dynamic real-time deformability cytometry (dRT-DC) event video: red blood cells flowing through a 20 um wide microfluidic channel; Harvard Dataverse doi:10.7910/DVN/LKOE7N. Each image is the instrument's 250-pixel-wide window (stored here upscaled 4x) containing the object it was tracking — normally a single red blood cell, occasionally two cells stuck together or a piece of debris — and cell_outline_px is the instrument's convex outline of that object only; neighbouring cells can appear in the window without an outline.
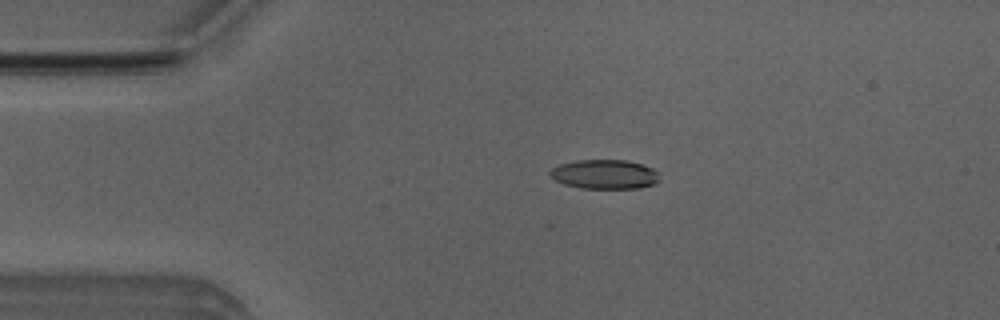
{"species": "Egyptian fruit bat (a non-hibernating species)", "species_latin": "Rousettus aegyptiacus", "temperature_condition": "room temperature", "stored_images_in_passage": 47, "camera_frame_rate_fps": 3000, "um_per_image_px": 0.085, "animal": {"sex": "male"}, "frame": {"image": 1, "passage_image": 6, "time_ms": 1.667, "image_size_px": [1000, 320], "cell_outline_px": [[660, 180], [656, 184], [636, 188], [580, 188], [564, 184], [556, 180], [548, 172], [552, 168], [560, 164], [576, 160], [628, 160], [652, 168], [660, 172]], "centroid_in_image_um": [51.43, 14.81], "position_along_channel_um": 33.6, "area_um2": 18.79}}
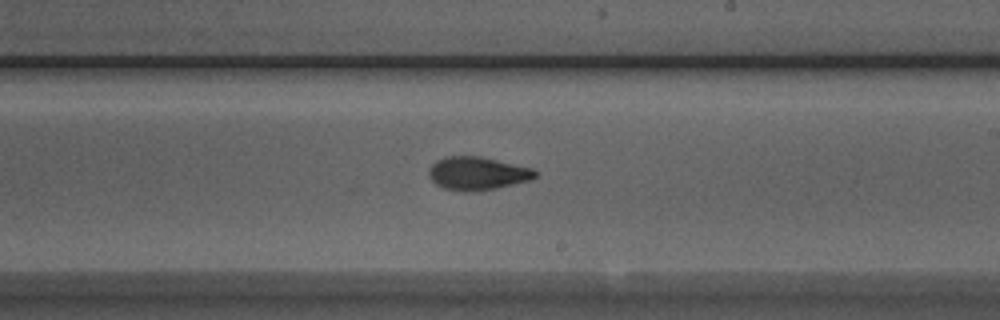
{"frame": {"image": 2, "passage_image": 25, "time_ms": 8.0, "image_size_px": [1000, 320], "cell_outline_px": [[536, 176], [532, 180], [496, 188], [468, 192], [464, 192], [444, 188], [436, 184], [432, 180], [428, 172], [432, 164], [436, 160], [444, 156], [480, 156], [532, 168], [536, 172]], "centroid_in_image_um": [40.57, 14.73], "position_along_channel_um": 248.4, "area_um2": 20.52}}
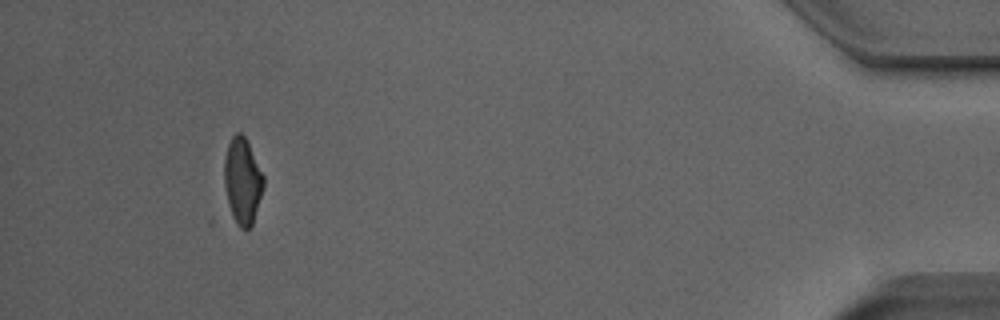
{"frame": {"image": 3, "passage_image": 43, "time_ms": 14.0, "image_size_px": [1000, 320], "cell_outline_px": [[264, 184], [252, 224], [244, 232], [236, 224], [228, 204], [224, 184], [224, 160], [228, 144], [232, 136], [236, 132], [240, 132], [244, 136], [264, 176]], "centroid_in_image_um": [20.59, 15.39], "position_along_channel_um": 414.6, "area_um2": 19.48}, "authors_computed_cell_mechanics": {"area_um2": 19.8832, "velocity_mm_per_s": 3.9892, "shape_relaxation_time_tau1_ms": 5.4795, "shape_relaxation_time_tau2_ms": 1.6561, "deformation_change_tau1": 0.178, "deformation_change_tau2": 0.0829}}